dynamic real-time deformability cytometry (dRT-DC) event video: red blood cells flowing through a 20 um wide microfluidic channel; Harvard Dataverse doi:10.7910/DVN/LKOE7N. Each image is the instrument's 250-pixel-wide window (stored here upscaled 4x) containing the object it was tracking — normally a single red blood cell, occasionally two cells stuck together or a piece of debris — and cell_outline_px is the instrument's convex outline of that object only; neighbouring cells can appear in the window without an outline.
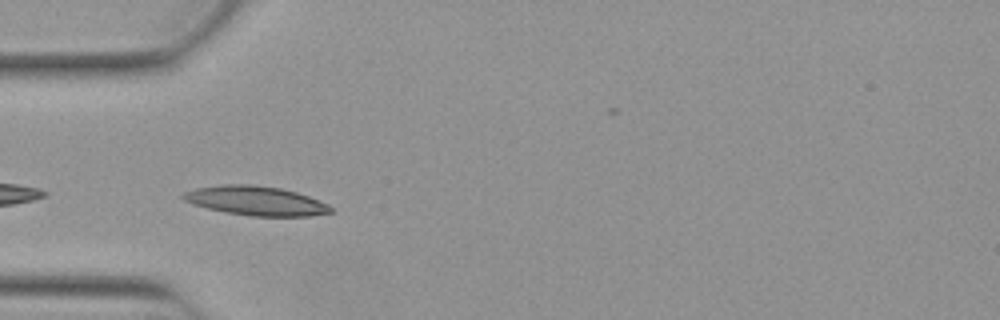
{"species": "Egyptian fruit bat (a non-hibernating species)", "species_latin": "Rousettus aegyptiacus", "temperature_condition": "warm", "stored_images_in_passage": 10, "camera_frame_rate_fps": 3000, "um_per_image_px": 0.085, "animal": {"sex": "female"}, "frame": {"image": 1, "passage_image": 2, "time_ms": 0.333, "image_size_px": [1000, 320], "cell_outline_px": [[332, 212], [308, 216], [248, 216], [224, 212], [192, 204], [184, 200], [180, 196], [184, 192], [196, 188], [220, 184], [252, 184], [280, 188], [296, 192], [308, 196], [328, 204], [332, 208]], "centroid_in_image_um": [21.71, 17.06], "position_along_channel_um": 63.3, "area_um2": 25.2}}
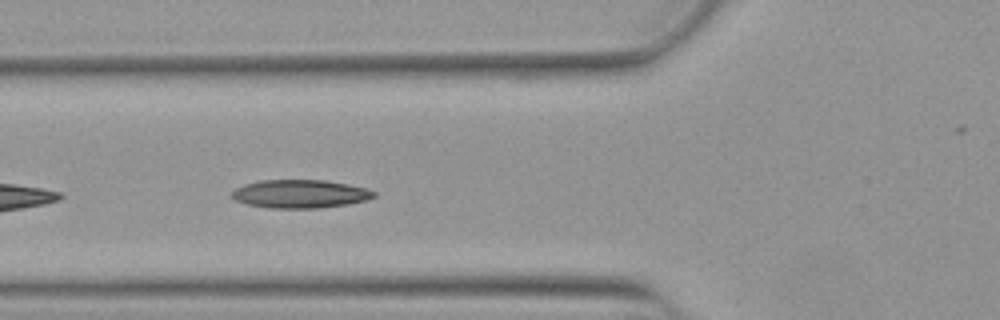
{"frame": {"image": 2, "passage_image": 5, "time_ms": 1.333, "image_size_px": [1000, 320], "cell_outline_px": [[376, 196], [368, 200], [348, 204], [316, 208], [268, 208], [248, 204], [236, 200], [228, 196], [236, 188], [244, 184], [260, 180], [324, 180], [368, 188], [376, 192]], "centroid_in_image_um": [25.51, 16.48], "position_along_channel_um": 100.3, "area_um2": 23.52}}